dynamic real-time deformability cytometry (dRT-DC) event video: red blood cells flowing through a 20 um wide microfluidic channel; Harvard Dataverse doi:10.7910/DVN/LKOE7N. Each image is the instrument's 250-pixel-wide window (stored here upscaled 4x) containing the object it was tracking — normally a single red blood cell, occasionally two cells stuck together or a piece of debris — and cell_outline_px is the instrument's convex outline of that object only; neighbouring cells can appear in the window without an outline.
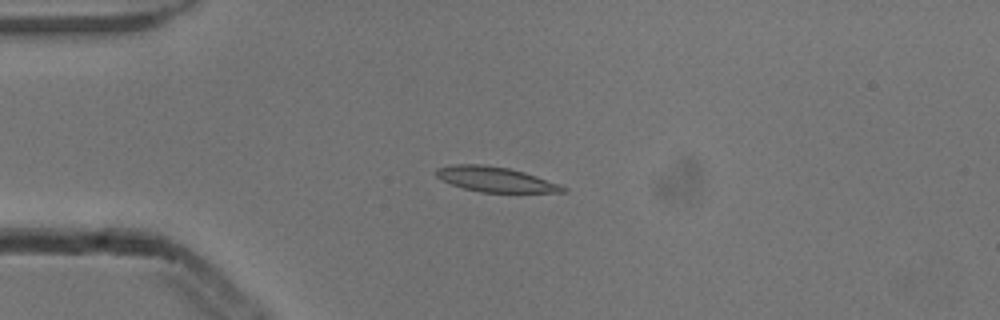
{"species": "common noctule bat (a hibernating species)", "species_latin": "Nyctalus noctula", "temperature_condition": "cold", "stored_images_in_passage": 6, "camera_frame_rate_fps": 3000, "um_per_image_px": 0.085, "animal": {"sex": "male", "body_mass_g": 13.3}, "frame": {"image": 1, "passage_image": 4, "time_ms": 1.0, "image_size_px": [1000, 320], "cell_outline_px": [[568, 192], [480, 192], [464, 188], [452, 184], [436, 176], [436, 168], [456, 164], [480, 164], [508, 168], [524, 172], [560, 184], [568, 188]], "centroid_in_image_um": [42.14, 15.24], "position_along_channel_um": 42.9, "area_um2": 18.26}}
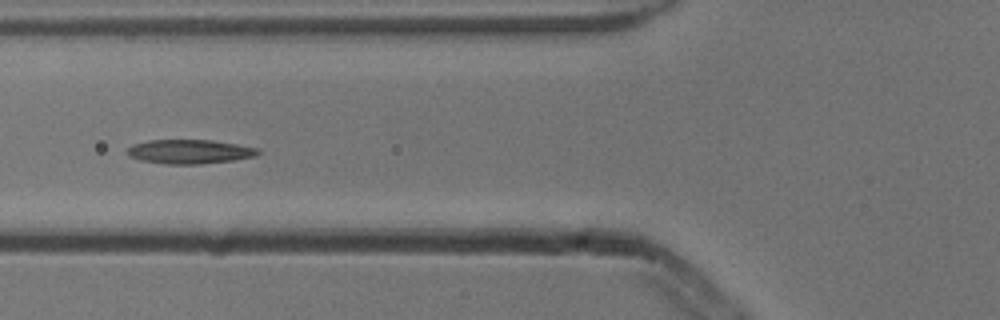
{"frame": {"image": 2, "passage_image": 6, "time_ms": 1.667, "image_size_px": [1000, 320], "cell_outline_px": [[260, 152], [256, 156], [232, 160], [200, 164], [164, 164], [140, 160], [128, 156], [124, 152], [132, 144], [148, 140], [212, 140], [260, 148]], "centroid_in_image_um": [16.08, 12.89], "position_along_channel_um": 109.7, "area_um2": 18.55}}